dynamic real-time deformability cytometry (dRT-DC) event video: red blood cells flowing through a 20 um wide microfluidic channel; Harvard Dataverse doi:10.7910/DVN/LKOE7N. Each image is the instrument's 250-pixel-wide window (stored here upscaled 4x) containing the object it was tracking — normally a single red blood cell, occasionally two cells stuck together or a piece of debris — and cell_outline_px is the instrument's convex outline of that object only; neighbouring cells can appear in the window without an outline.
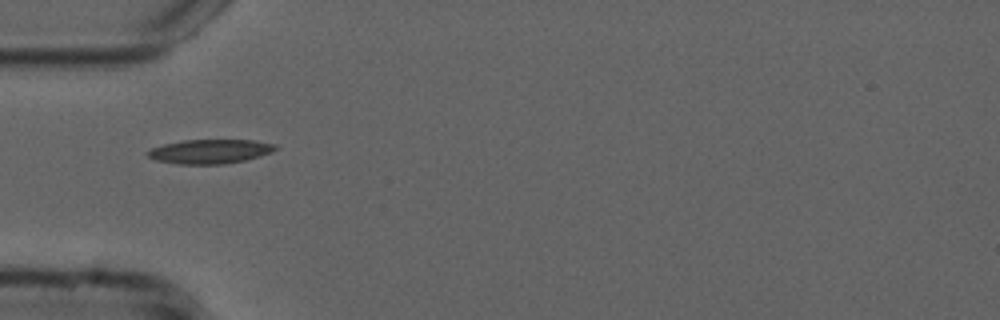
{"species": "common noctule bat (a hibernating species)", "species_latin": "Nyctalus noctula", "temperature_condition": "cold", "stored_images_in_passage": 38, "camera_frame_rate_fps": 3000, "um_per_image_px": 0.085, "animal": {"sex": "male", "forearm_length_mm": 52.5}, "frame": {"image": 1, "passage_image": 1, "time_ms": 0.0, "image_size_px": [1000, 320], "cell_outline_px": [[280, 148], [272, 152], [260, 156], [244, 160], [224, 164], [176, 164], [156, 160], [148, 156], [144, 152], [152, 148], [164, 144], [184, 140], [252, 140], [276, 144]], "centroid_in_image_um": [17.86, 12.87], "position_along_channel_um": 67.1, "area_um2": 18.09}}
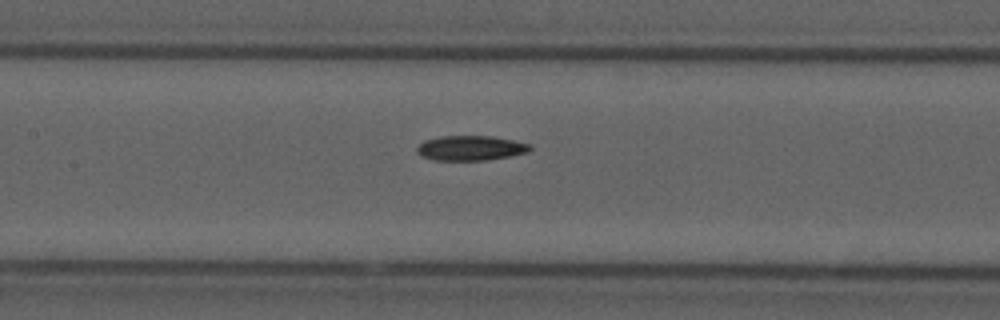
{"frame": {"image": 2, "passage_image": 9, "time_ms": 2.667, "image_size_px": [1000, 320], "cell_outline_px": [[532, 148], [528, 152], [508, 156], [484, 160], [432, 160], [420, 156], [416, 152], [416, 148], [424, 140], [440, 136], [492, 136], [512, 140], [528, 144]], "centroid_in_image_um": [39.93, 12.58], "position_along_channel_um": 167.5, "area_um2": 16.3}}
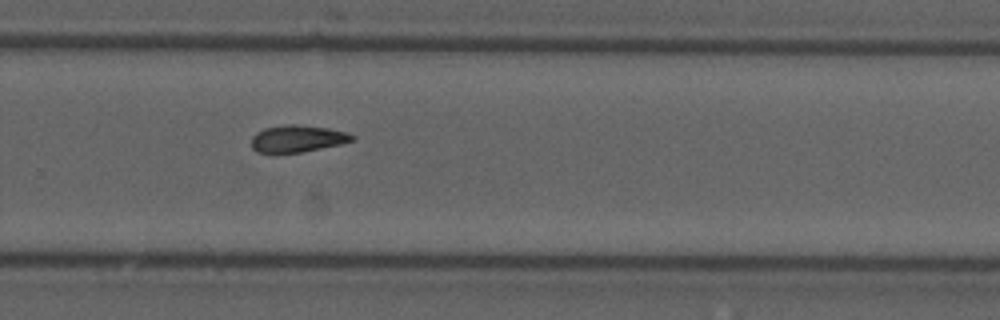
{"frame": {"image": 3, "passage_image": 20, "time_ms": 6.333, "image_size_px": [1000, 320], "cell_outline_px": [[356, 140], [340, 144], [304, 152], [276, 156], [272, 156], [256, 152], [252, 148], [252, 136], [256, 132], [264, 128], [288, 124], [296, 124], [328, 128], [348, 132], [356, 136]], "centroid_in_image_um": [25.24, 11.83], "position_along_channel_um": 304.6, "area_um2": 16.65}, "authors_computed_cell_mechanics": {"area_um2": 16.2418, "velocity_mm_per_s": 3.7601, "shape_relaxation_time_tau1_ms": 7.4985, "shape_relaxation_time_tau2_ms": null, "deformation_change_tau1": 0.1619, "deformation_change_tau2": null}}